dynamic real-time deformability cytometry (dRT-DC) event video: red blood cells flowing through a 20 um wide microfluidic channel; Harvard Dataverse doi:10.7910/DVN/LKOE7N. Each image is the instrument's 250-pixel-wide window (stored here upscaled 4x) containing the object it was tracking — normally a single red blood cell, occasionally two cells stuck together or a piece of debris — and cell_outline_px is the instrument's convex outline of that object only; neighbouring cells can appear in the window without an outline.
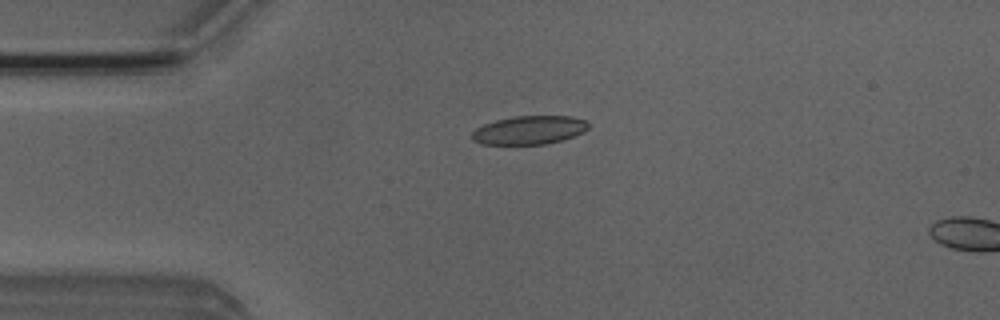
{"species": "Egyptian fruit bat (a non-hibernating species)", "species_latin": "Rousettus aegyptiacus", "temperature_condition": "room temperature", "stored_images_in_passage": 5, "camera_frame_rate_fps": 3000, "um_per_image_px": 0.085, "animal": {"sex": "male"}, "frame": {"image": 1, "passage_image": 4, "time_ms": 3.333, "image_size_px": [1000, 320], "cell_outline_px": [[588, 128], [584, 132], [548, 144], [480, 144], [472, 140], [472, 132], [476, 128], [484, 124], [496, 120], [516, 116], [572, 116], [584, 120], [588, 124]], "centroid_in_image_um": [44.96, 11.06], "position_along_channel_um": 40.0, "area_um2": 19.25}}